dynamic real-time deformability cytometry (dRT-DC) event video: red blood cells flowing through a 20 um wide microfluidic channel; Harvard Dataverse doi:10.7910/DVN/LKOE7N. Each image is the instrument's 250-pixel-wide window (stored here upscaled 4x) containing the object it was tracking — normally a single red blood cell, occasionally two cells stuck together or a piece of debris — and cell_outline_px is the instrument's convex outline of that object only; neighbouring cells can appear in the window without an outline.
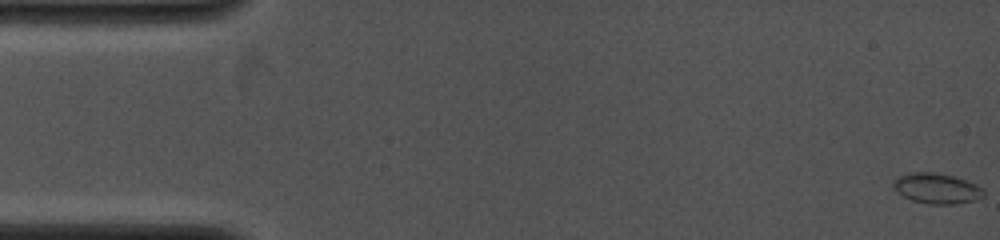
{"species": "common noctule bat (a hibernating species)", "species_latin": "Nyctalus noctula", "temperature_condition": "cold", "stored_images_in_passage": 18, "camera_frame_rate_fps": 4000, "um_per_image_px": 0.085, "animal": {"sex": "female", "body_mass_g": 19.0, "forearm_length_mm": 53.3}, "frame": {"image": 1, "passage_image": 1, "time_ms": 0.0, "image_size_px": [1000, 240], "cell_outline_px": [[984, 196], [972, 200], [956, 204], [928, 204], [912, 200], [896, 192], [892, 188], [892, 180], [900, 176], [912, 172], [932, 172], [956, 176], [968, 180], [984, 188]], "centroid_in_image_um": [79.61, 16.0], "position_along_channel_um": 5.4, "area_um2": 16.18}}
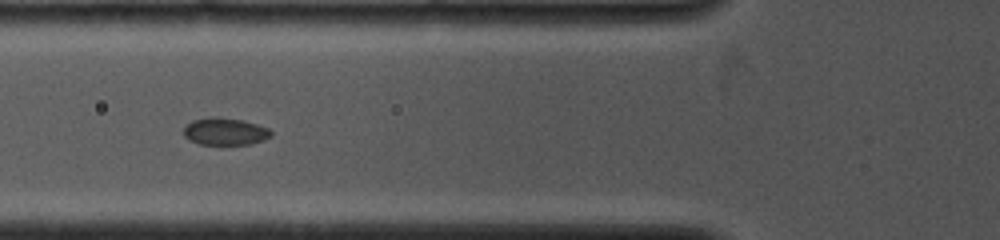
{"frame": {"image": 2, "passage_image": 13, "time_ms": 5.5, "image_size_px": [1000, 240], "cell_outline_px": [[272, 136], [264, 140], [252, 144], [200, 144], [184, 136], [184, 128], [192, 120], [208, 116], [244, 120], [268, 128], [272, 132]], "centroid_in_image_um": [19.16, 11.17], "position_along_channel_um": 106.6, "area_um2": 13.81}}
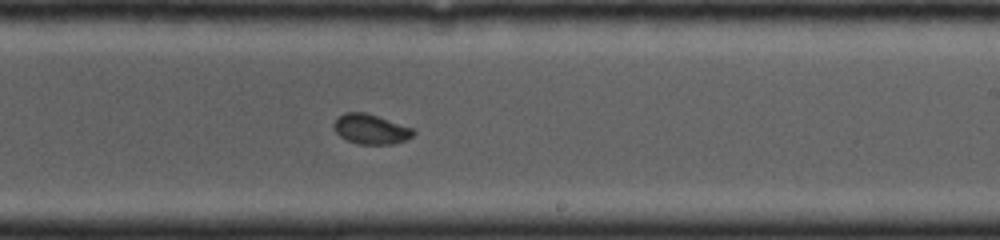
{"frame": {"image": 3, "passage_image": 18, "time_ms": 9.0, "image_size_px": [1000, 240], "cell_outline_px": [[416, 132], [408, 140], [392, 144], [360, 144], [348, 140], [340, 136], [336, 132], [332, 124], [344, 112], [364, 112], [412, 128]], "centroid_in_image_um": [31.52, 10.99], "position_along_channel_um": 257.5, "area_um2": 13.64}}